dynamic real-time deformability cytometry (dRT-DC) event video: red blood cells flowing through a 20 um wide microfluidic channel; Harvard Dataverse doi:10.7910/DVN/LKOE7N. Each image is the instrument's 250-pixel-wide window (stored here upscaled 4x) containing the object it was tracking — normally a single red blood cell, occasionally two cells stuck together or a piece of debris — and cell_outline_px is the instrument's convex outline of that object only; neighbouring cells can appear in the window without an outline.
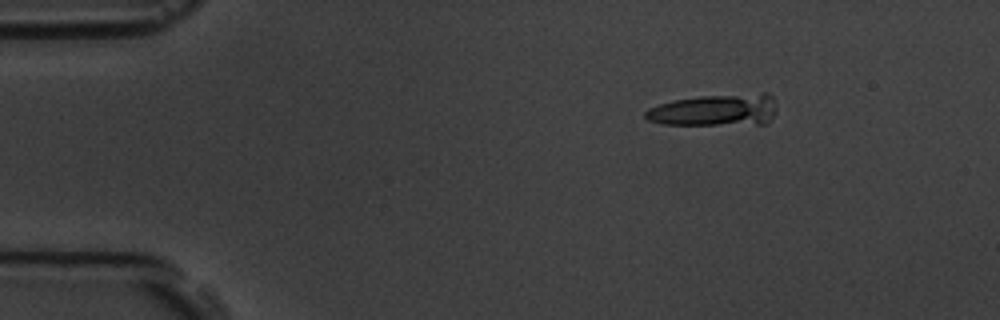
{"species": "common noctule bat (a hibernating species)", "species_latin": "Nyctalus noctula", "temperature_condition": "room temperature", "stored_images_in_passage": 7, "camera_frame_rate_fps": 3000, "um_per_image_px": 0.085, "animal": {"sex": "male", "body_mass_g": 19.5, "forearm_length_mm": 54.6}, "frame": {"image": 1, "passage_image": 2, "time_ms": 2.0, "image_size_px": [1000, 320], "cell_outline_px": [[776, 108], [772, 116], [764, 124], [660, 124], [648, 120], [644, 116], [644, 112], [648, 108], [672, 100], [700, 96], [764, 92], [768, 92], [772, 96], [776, 104]], "centroid_in_image_um": [60.79, 9.34], "position_along_channel_um": 24.2, "area_um2": 24.57}}
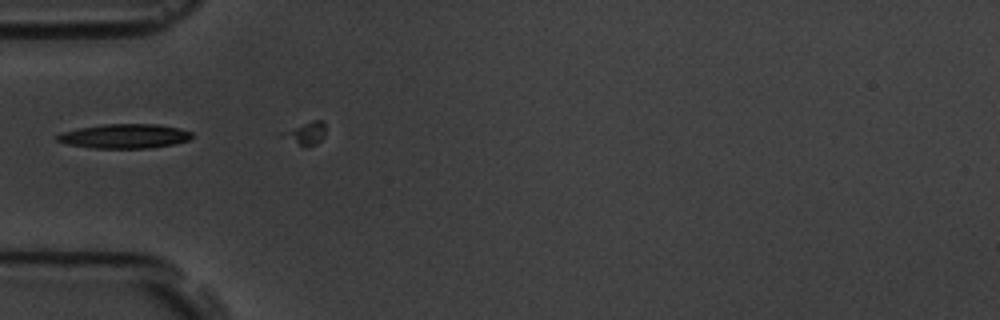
{"frame": {"image": 2, "passage_image": 5, "time_ms": 5.333, "image_size_px": [1000, 320], "cell_outline_px": [[192, 136], [188, 140], [172, 144], [148, 148], [92, 148], [68, 144], [56, 140], [56, 136], [64, 132], [76, 128], [100, 124], [156, 124], [180, 128], [192, 132]], "centroid_in_image_um": [10.57, 11.56], "position_along_channel_um": 74.4, "area_um2": 19.07}}